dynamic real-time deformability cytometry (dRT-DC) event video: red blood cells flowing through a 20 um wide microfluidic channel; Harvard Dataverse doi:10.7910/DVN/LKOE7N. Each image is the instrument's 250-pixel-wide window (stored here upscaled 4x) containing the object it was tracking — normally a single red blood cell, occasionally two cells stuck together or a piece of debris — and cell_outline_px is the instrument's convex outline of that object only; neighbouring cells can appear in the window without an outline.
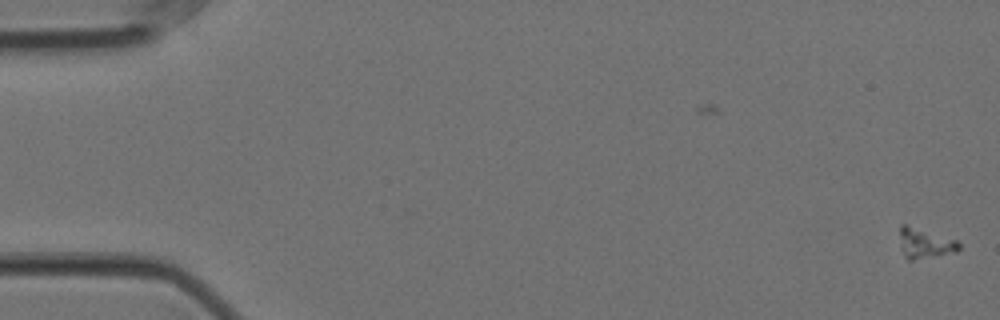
{"species": "Egyptian fruit bat (a non-hibernating species)", "species_latin": "Rousettus aegyptiacus", "temperature_condition": "cold", "stored_images_in_passage": 61, "camera_frame_rate_fps": 3000, "um_per_image_px": 0.085, "animal": {"sex": "female"}, "frame": {"image": 1, "passage_image": 1, "time_ms": 0.0, "image_size_px": [1000, 320], "cell_outline_px": [[960, 248], [956, 252], [912, 260], [908, 260], [904, 256], [900, 248], [900, 224], [908, 224], [956, 240], [960, 244]], "centroid_in_image_um": [78.59, 20.67], "position_along_channel_um": 6.4, "area_um2": 10.46}}
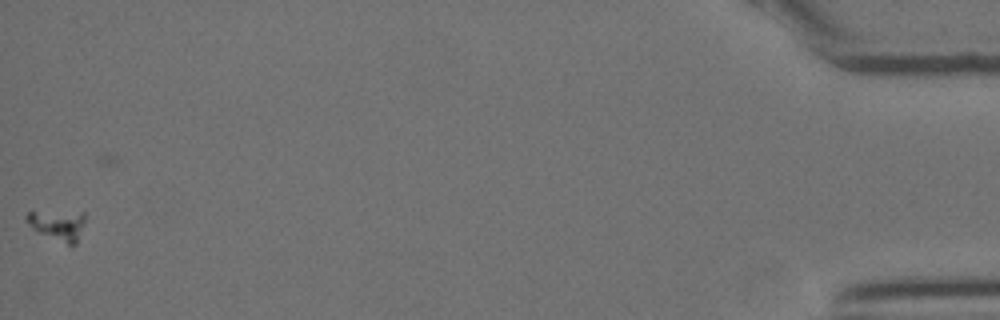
{"frame": {"image": 2, "passage_image": 60, "time_ms": 19.667, "image_size_px": [1000, 320], "cell_outline_px": [[84, 220], [76, 244], [72, 248], [32, 228], [24, 220], [24, 216], [28, 212], [84, 212]], "centroid_in_image_um": [4.89, 19.15], "position_along_channel_um": 430.3, "area_um2": 10.29}}